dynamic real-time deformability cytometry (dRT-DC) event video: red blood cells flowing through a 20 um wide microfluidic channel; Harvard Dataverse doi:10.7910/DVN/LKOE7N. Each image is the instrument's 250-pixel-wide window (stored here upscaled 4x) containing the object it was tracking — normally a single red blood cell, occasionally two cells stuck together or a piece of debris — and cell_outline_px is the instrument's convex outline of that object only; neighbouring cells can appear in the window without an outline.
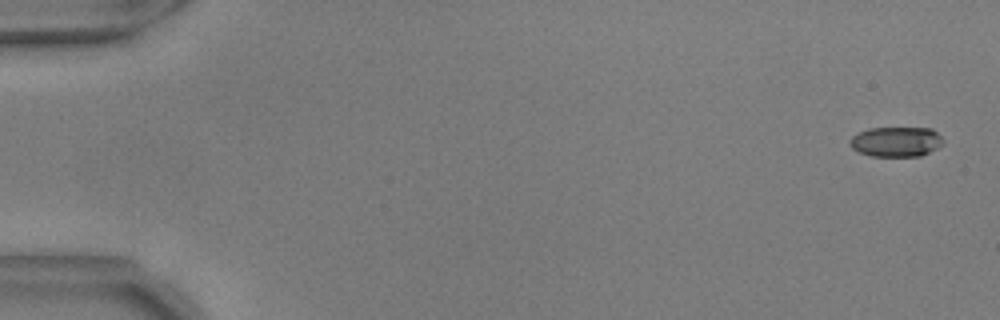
{"species": "common noctule bat (a hibernating species)", "species_latin": "Nyctalus noctula", "temperature_condition": "warm", "stored_images_in_passage": 56, "camera_frame_rate_fps": 3000, "um_per_image_px": 0.085, "animal": {"sex": "male", "body_mass_g": 17.9, "forearm_length_mm": 54.2}, "frame": {"image": 1, "passage_image": 2, "time_ms": 0.333, "image_size_px": [1000, 320], "cell_outline_px": [[944, 144], [920, 156], [872, 156], [860, 152], [852, 148], [848, 144], [848, 140], [852, 136], [868, 128], [932, 128], [944, 140]], "centroid_in_image_um": [76.16, 12.04], "position_along_channel_um": 8.8, "area_um2": 16.3}}
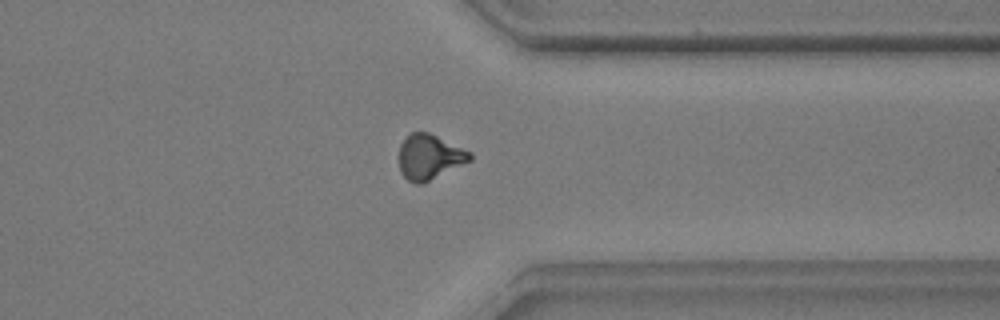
{"frame": {"image": 2, "passage_image": 44, "time_ms": 14.333, "image_size_px": [1000, 320], "cell_outline_px": [[472, 160], [424, 184], [416, 184], [408, 180], [400, 172], [396, 156], [400, 144], [412, 132], [428, 132], [472, 152]], "centroid_in_image_um": [36.47, 13.36], "position_along_channel_um": 374.9, "area_um2": 19.02}}
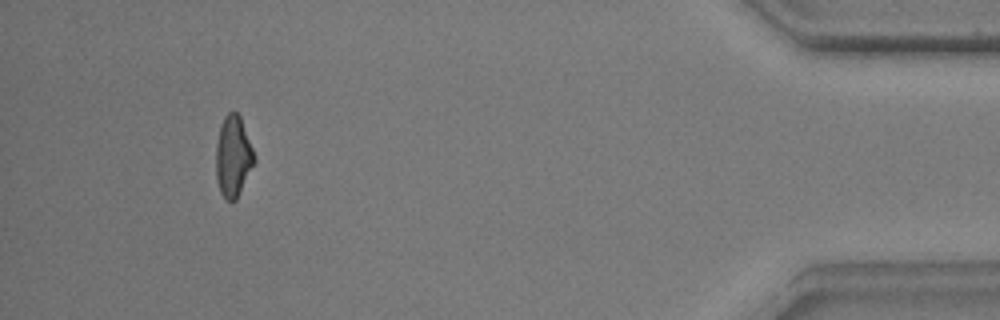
{"frame": {"image": 3, "passage_image": 52, "time_ms": 17.0, "image_size_px": [1000, 320], "cell_outline_px": [[256, 160], [236, 200], [224, 200], [220, 192], [216, 180], [216, 144], [220, 124], [224, 116], [228, 112], [236, 112], [240, 116], [256, 156]], "centroid_in_image_um": [19.81, 13.29], "position_along_channel_um": 415.4, "area_um2": 18.26}, "authors_computed_cell_mechanics": {"area_um2": 18.3226, "velocity_mm_per_s": 3.6961, "shape_relaxation_time_tau1_ms": 6.438, "shape_relaxation_time_tau2_ms": 2.3282, "deformation_change_tau1": 0.1997, "deformation_change_tau2": 0.0884}}